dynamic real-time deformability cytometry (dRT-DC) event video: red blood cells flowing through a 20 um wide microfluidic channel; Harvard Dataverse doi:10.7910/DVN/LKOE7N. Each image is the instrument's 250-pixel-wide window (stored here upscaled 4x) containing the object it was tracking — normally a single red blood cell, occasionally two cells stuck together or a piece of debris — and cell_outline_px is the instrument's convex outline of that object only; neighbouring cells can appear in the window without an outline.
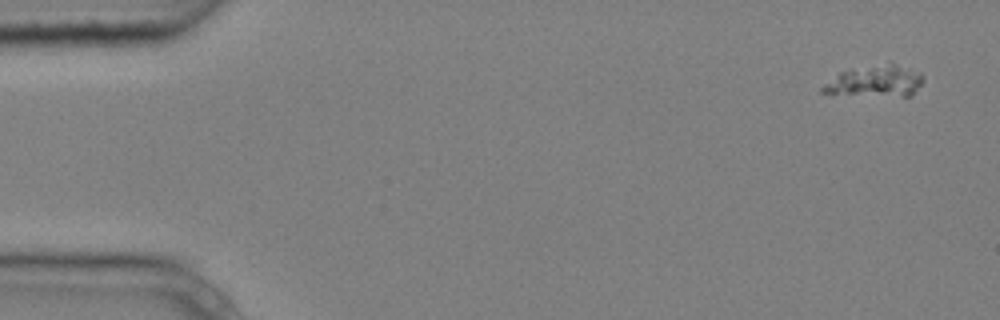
{"species": "common noctule bat (a hibernating species)", "species_latin": "Nyctalus noctula", "temperature_condition": "cold", "stored_images_in_passage": 6, "camera_frame_rate_fps": 3000, "um_per_image_px": 0.085, "animal": {"sex": "male", "body_mass_g": 20.4}, "frame": {"image": 1, "passage_image": 1, "time_ms": 0.0, "image_size_px": [1000, 320], "cell_outline_px": [[924, 80], [912, 96], [900, 96], [820, 92], [820, 88], [824, 84], [840, 72], [892, 64], [896, 64], [920, 72], [924, 76]], "centroid_in_image_um": [74.48, 6.92], "position_along_channel_um": 10.5, "area_um2": 17.46}}
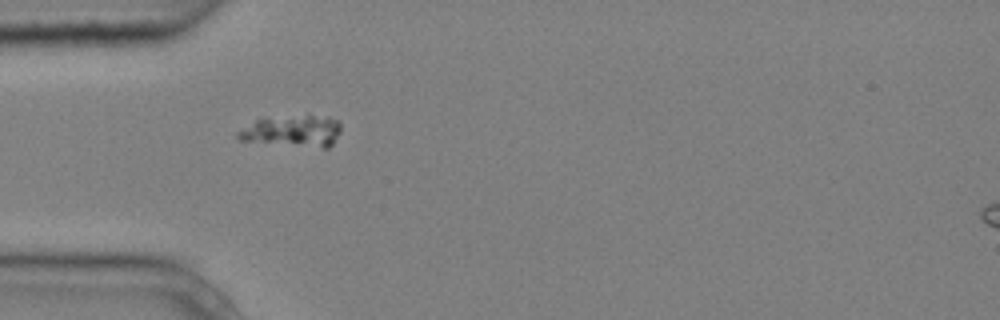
{"frame": {"image": 2, "passage_image": 5, "time_ms": 1.333, "image_size_px": [1000, 320], "cell_outline_px": [[340, 132], [332, 144], [328, 148], [324, 148], [240, 140], [236, 136], [236, 132], [256, 120], [264, 116], [308, 112], [328, 116], [336, 120], [340, 124]], "centroid_in_image_um": [24.89, 11.06], "position_along_channel_um": 60.1, "area_um2": 19.77}}
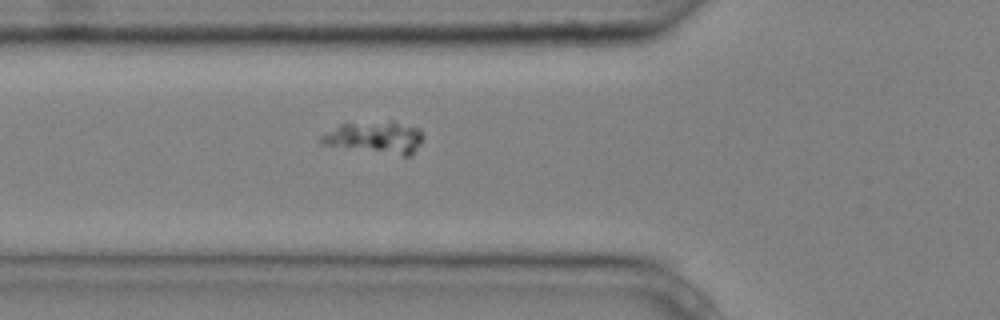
{"frame": {"image": 3, "passage_image": 6, "time_ms": 1.667, "image_size_px": [1000, 320], "cell_outline_px": [[424, 136], [420, 144], [408, 156], [404, 156], [320, 144], [320, 136], [340, 124], [392, 120], [420, 128], [424, 132]], "centroid_in_image_um": [31.93, 11.66], "position_along_channel_um": 93.9, "area_um2": 19.13}}